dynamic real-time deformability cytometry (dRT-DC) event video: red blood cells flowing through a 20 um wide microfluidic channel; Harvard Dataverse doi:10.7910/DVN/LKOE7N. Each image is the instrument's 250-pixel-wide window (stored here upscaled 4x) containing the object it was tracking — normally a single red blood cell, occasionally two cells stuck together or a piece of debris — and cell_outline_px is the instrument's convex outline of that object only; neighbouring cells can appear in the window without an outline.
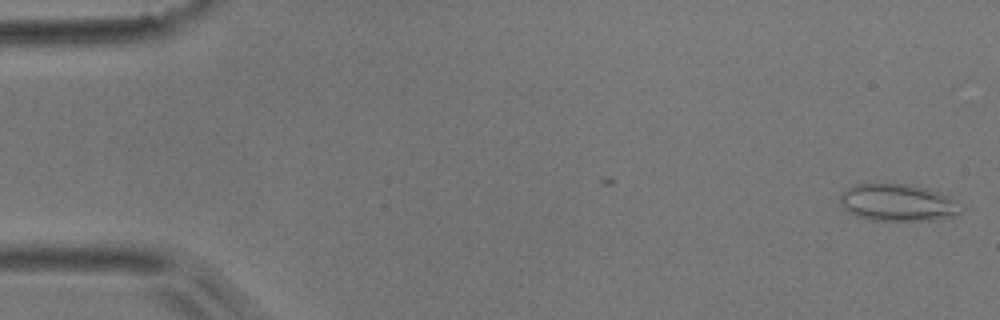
{"species": "common noctule bat (a hibernating species)", "species_latin": "Nyctalus noctula", "temperature_condition": "room temperature", "stored_images_in_passage": 2, "camera_frame_rate_fps": 3000, "um_per_image_px": 0.085, "animal": {"sex": "male", "body_mass_g": 17.9}, "frame": {"image": 1, "passage_image": 2, "time_ms": 2.0, "image_size_px": [1000, 320], "cell_outline_px": [[964, 208], [956, 216], [936, 220], [872, 220], [848, 212], [840, 204], [840, 192], [856, 184], [908, 184], [928, 188], [940, 192], [948, 196]], "centroid_in_image_um": [76.33, 17.22], "position_along_channel_um": 8.7, "area_um2": 26.18}}